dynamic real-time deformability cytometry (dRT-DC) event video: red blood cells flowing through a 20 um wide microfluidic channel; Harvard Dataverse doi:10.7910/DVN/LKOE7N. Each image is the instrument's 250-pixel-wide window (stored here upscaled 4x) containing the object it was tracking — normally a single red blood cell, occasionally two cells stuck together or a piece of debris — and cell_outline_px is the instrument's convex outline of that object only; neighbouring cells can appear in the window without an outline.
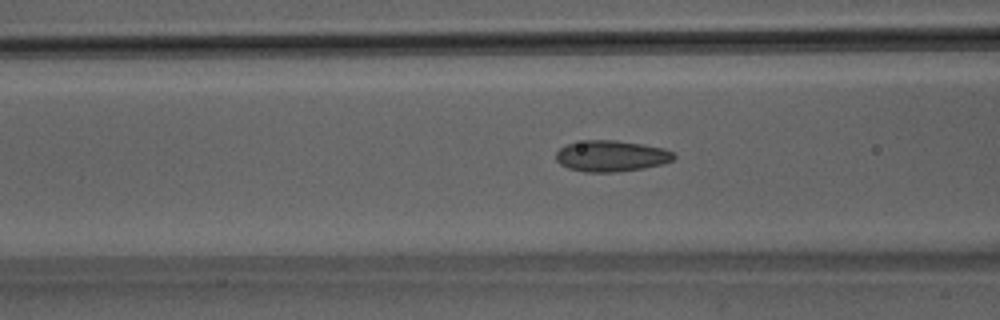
{"species": "Egyptian fruit bat (a non-hibernating species)", "species_latin": "Rousettus aegyptiacus", "temperature_condition": "room temperature", "stored_images_in_passage": 49, "camera_frame_rate_fps": 3000, "um_per_image_px": 0.085, "animal": {"sex": "male"}, "frame": {"image": 1, "passage_image": 19, "time_ms": 6.0, "image_size_px": [1000, 320], "cell_outline_px": [[676, 156], [672, 160], [660, 164], [644, 168], [616, 172], [584, 172], [568, 168], [560, 164], [556, 160], [556, 152], [560, 148], [568, 144], [588, 140], [616, 140], [644, 144], [664, 148], [672, 152]], "centroid_in_image_um": [51.95, 13.26], "position_along_channel_um": 114.7, "area_um2": 21.33}}
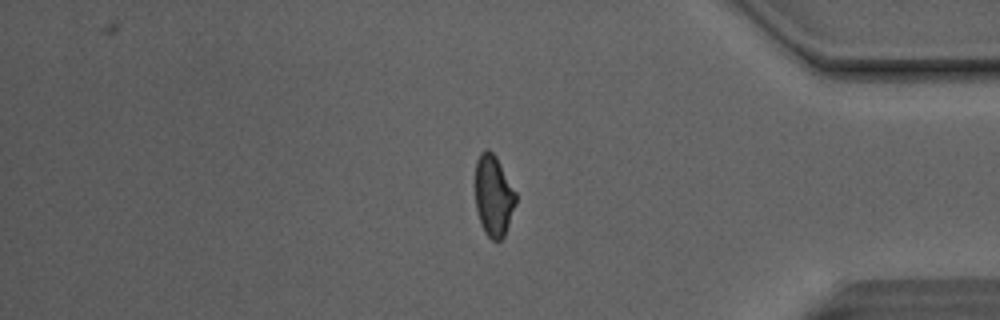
{"frame": {"image": 2, "passage_image": 41, "time_ms": 13.333, "image_size_px": [1000, 320], "cell_outline_px": [[516, 204], [504, 236], [500, 240], [492, 240], [484, 232], [480, 224], [476, 208], [476, 160], [480, 152], [484, 148], [488, 148], [496, 156], [516, 192]], "centroid_in_image_um": [41.95, 16.62], "position_along_channel_um": 393.3, "area_um2": 19.25}}
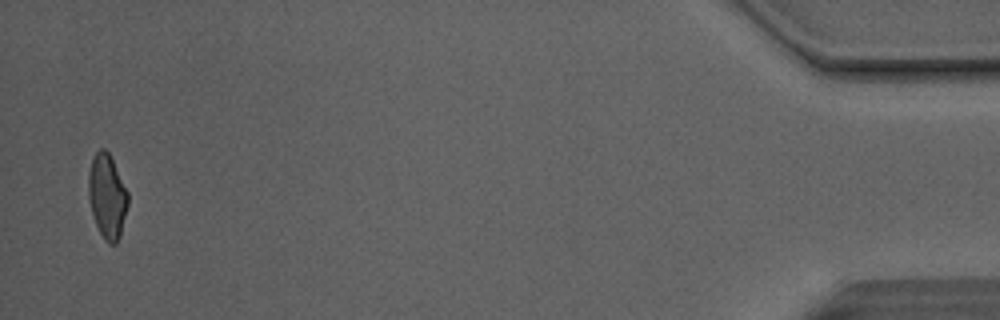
{"frame": {"image": 3, "passage_image": 48, "time_ms": 15.667, "image_size_px": [1000, 320], "cell_outline_px": [[128, 204], [120, 236], [116, 244], [108, 244], [104, 240], [96, 224], [92, 212], [88, 196], [88, 172], [92, 156], [100, 148], [104, 148], [108, 152], [128, 192]], "centroid_in_image_um": [9.09, 16.68], "position_along_channel_um": 426.1, "area_um2": 19.36}, "authors_computed_cell_mechanics": {"area_um2": 20.3456, "velocity_mm_per_s": 4.1495, "shape_relaxation_time_tau1_ms": null, "shape_relaxation_time_tau2_ms": 1.3062, "deformation_change_tau1": null, "deformation_change_tau2": 0.0711}}